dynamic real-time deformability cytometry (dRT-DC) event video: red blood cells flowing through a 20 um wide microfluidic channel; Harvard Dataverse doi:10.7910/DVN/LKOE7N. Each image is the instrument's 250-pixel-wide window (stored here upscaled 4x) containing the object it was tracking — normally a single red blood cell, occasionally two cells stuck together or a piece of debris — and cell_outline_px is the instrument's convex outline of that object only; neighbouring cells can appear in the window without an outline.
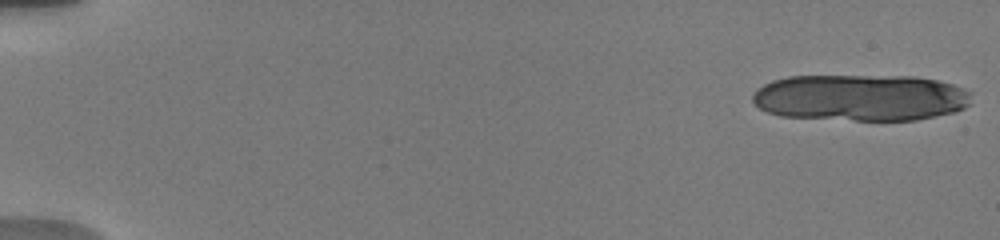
{"species": "human", "species_latin": "Homo sapiens", "temperature_condition": "warm", "stored_images_in_passage": 18, "camera_frame_rate_fps": 3000, "um_per_image_px": 0.085, "donor": {"sex": "male"}, "frame": {"image": 1, "passage_image": 1, "time_ms": 0.0, "image_size_px": [1000, 240], "cell_outline_px": [[972, 104], [956, 112], [916, 120], [856, 120], [780, 116], [768, 112], [760, 108], [752, 100], [752, 96], [764, 84], [772, 80], [788, 76], [916, 76], [936, 80], [952, 84], [972, 92]], "centroid_in_image_um": [73.21, 8.3], "position_along_channel_um": 11.8, "area_um2": 59.77}}